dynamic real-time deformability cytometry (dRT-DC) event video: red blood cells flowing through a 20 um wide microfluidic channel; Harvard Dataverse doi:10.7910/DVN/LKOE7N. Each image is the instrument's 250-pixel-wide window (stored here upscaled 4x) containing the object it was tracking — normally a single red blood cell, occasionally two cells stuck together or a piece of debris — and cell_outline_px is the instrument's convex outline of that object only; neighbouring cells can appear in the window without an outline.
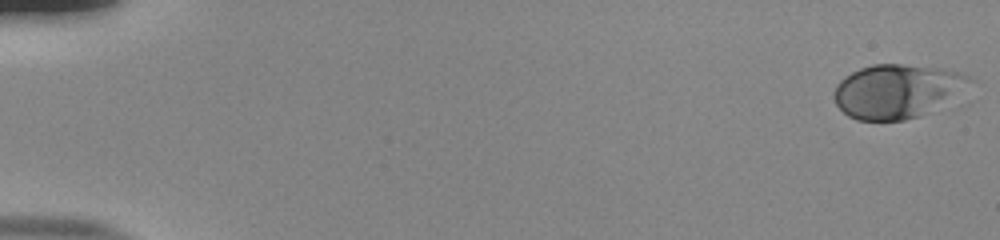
{"species": "human", "species_latin": "Homo sapiens", "temperature_condition": "room temperature", "stored_images_in_passage": 54, "camera_frame_rate_fps": 3000, "um_per_image_px": 0.085, "donor": {"sex": "male"}, "frame": {"image": 1, "passage_image": 1, "time_ms": 0.0, "image_size_px": [1000, 240], "cell_outline_px": [[972, 76], [968, 80], [928, 112], [920, 116], [904, 120], [856, 120], [848, 116], [836, 104], [832, 96], [832, 92], [836, 84], [844, 76], [860, 68], [872, 64], [904, 64], [944, 68], [964, 72]], "centroid_in_image_um": [76.08, 7.72], "position_along_channel_um": 8.9, "area_um2": 41.62}}
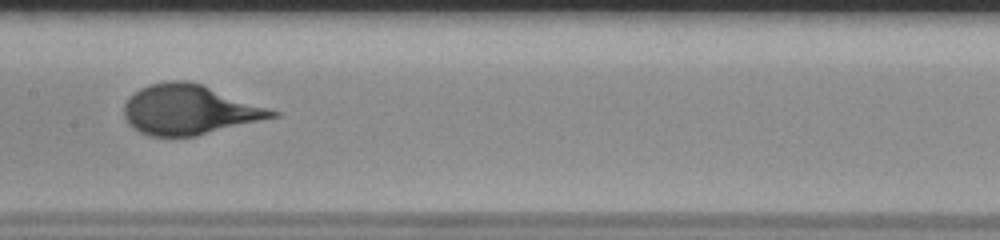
{"frame": {"image": 2, "passage_image": 29, "time_ms": 9.333, "image_size_px": [1000, 240], "cell_outline_px": [[280, 116], [196, 136], [148, 136], [132, 128], [128, 124], [124, 116], [124, 104], [140, 88], [148, 84], [172, 80], [188, 80], [200, 84], [280, 112]], "centroid_in_image_um": [16.07, 9.34], "position_along_channel_um": 191.3, "area_um2": 42.71}}
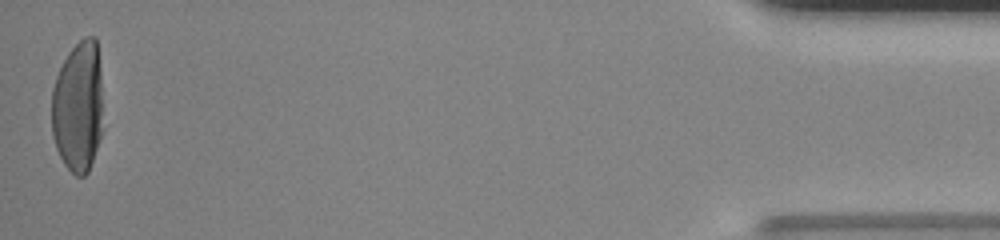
{"frame": {"image": 3, "passage_image": 54, "time_ms": 17.667, "image_size_px": [1000, 240], "cell_outline_px": [[104, 128], [88, 172], [84, 176], [76, 176], [64, 164], [56, 148], [52, 136], [52, 88], [56, 76], [68, 52], [84, 36], [96, 36], [100, 72]], "centroid_in_image_um": [6.65, 9.08], "position_along_channel_um": 428.5, "area_um2": 39.82}}